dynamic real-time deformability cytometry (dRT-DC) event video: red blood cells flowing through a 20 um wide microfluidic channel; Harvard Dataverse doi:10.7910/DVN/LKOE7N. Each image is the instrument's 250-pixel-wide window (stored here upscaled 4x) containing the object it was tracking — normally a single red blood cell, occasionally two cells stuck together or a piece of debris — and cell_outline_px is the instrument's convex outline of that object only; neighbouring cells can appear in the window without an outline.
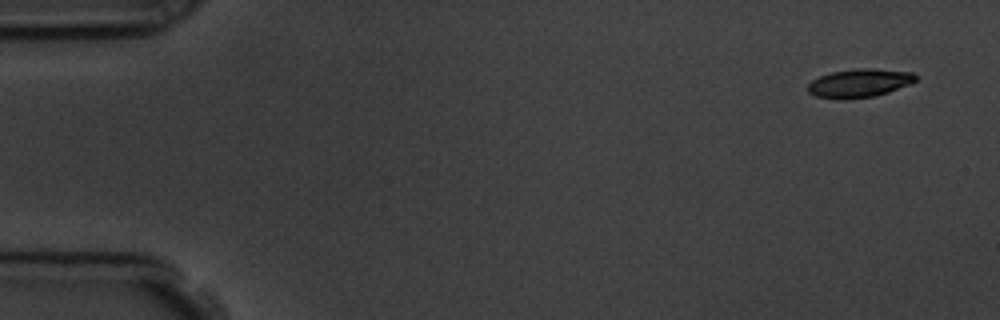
{"species": "common noctule bat (a hibernating species)", "species_latin": "Nyctalus noctula", "temperature_condition": "room temperature", "stored_images_in_passage": 6, "camera_frame_rate_fps": 3000, "um_per_image_px": 0.085, "animal": {"sex": "male", "body_mass_g": 19.5, "forearm_length_mm": 54.6}, "frame": {"image": 1, "passage_image": 1, "time_ms": 0.0, "image_size_px": [1000, 320], "cell_outline_px": [[916, 80], [908, 84], [888, 92], [876, 96], [844, 100], [816, 96], [808, 92], [808, 84], [812, 80], [820, 76], [832, 72], [860, 68], [872, 68], [912, 72], [916, 76]], "centroid_in_image_um": [73.02, 7.07], "position_along_channel_um": 12.0, "area_um2": 17.8}}
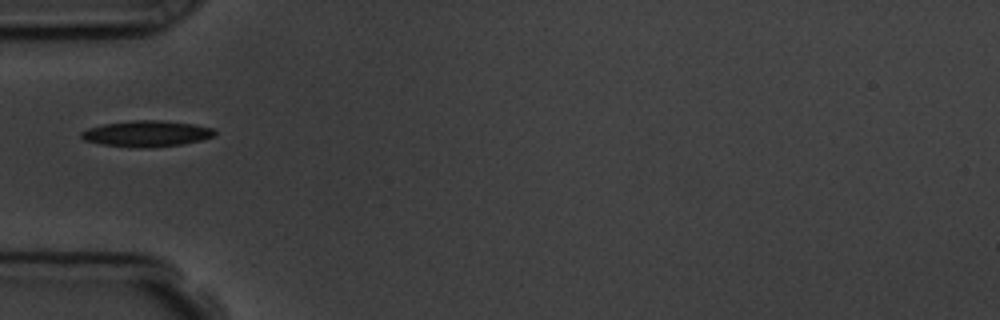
{"frame": {"image": 2, "passage_image": 5, "time_ms": 5.0, "image_size_px": [1000, 320], "cell_outline_px": [[216, 132], [212, 136], [200, 140], [184, 144], [148, 148], [140, 148], [100, 144], [84, 140], [80, 136], [80, 132], [88, 128], [104, 124], [132, 120], [160, 120], [196, 124], [212, 128]], "centroid_in_image_um": [12.45, 11.36], "position_along_channel_um": 72.6, "area_um2": 20.29}}